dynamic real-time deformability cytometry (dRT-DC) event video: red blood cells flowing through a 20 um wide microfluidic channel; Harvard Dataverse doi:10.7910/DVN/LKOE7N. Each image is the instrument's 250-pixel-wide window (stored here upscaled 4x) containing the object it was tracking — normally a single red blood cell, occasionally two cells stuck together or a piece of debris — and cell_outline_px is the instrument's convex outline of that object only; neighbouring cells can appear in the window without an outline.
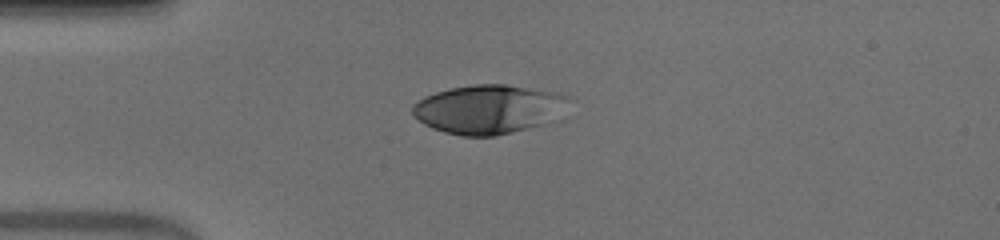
{"species": "human", "species_latin": "Homo sapiens", "temperature_condition": "warm", "stored_images_in_passage": 39, "camera_frame_rate_fps": 3000, "um_per_image_px": 0.085, "donor": {"sex": "male"}, "frame": {"image": 1, "passage_image": 1, "time_ms": 0.0, "image_size_px": [1000, 240], "cell_outline_px": [[568, 96], [564, 120], [548, 124], [496, 136], [460, 136], [444, 132], [432, 128], [424, 124], [412, 112], [412, 104], [424, 96], [436, 92], [452, 88], [476, 84], [504, 84], [548, 92]], "centroid_in_image_um": [41.59, 9.32], "position_along_channel_um": 43.4, "area_um2": 45.03}}
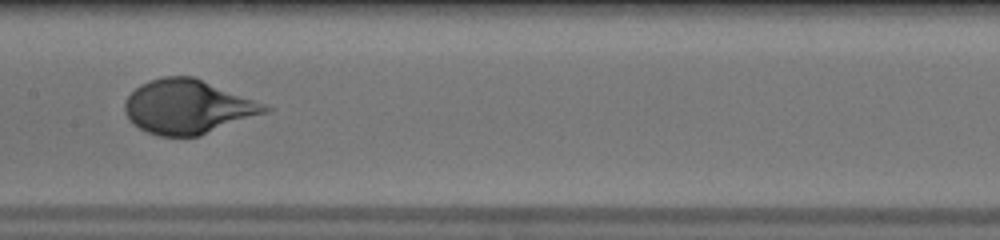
{"frame": {"image": 2, "passage_image": 14, "time_ms": 4.333, "image_size_px": [1000, 240], "cell_outline_px": [[276, 108], [268, 112], [200, 136], [160, 136], [148, 132], [140, 128], [124, 112], [124, 104], [128, 96], [140, 84], [164, 76], [192, 76]], "centroid_in_image_um": [16.0, 9.08], "position_along_channel_um": 191.4, "area_um2": 43.81}}
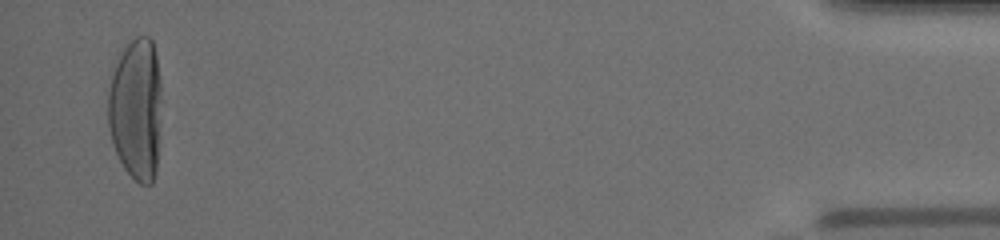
{"frame": {"image": 3, "passage_image": 38, "time_ms": 12.333, "image_size_px": [1000, 240], "cell_outline_px": [[160, 96], [156, 172], [152, 184], [140, 184], [124, 168], [112, 144], [108, 124], [108, 92], [112, 72], [124, 48], [136, 36], [148, 36], [152, 40], [156, 56], [160, 76]], "centroid_in_image_um": [11.55, 9.26], "position_along_channel_um": 423.7, "area_um2": 43.99}, "authors_computed_cell_mechanics": {"area_um2": 43.4656, "velocity_mm_per_s": 3.9327, "shape_relaxation_time_tau1_ms": 4.216, "shape_relaxation_time_tau2_ms": null, "deformation_change_tau1": 0.256, "deformation_change_tau2": null}}